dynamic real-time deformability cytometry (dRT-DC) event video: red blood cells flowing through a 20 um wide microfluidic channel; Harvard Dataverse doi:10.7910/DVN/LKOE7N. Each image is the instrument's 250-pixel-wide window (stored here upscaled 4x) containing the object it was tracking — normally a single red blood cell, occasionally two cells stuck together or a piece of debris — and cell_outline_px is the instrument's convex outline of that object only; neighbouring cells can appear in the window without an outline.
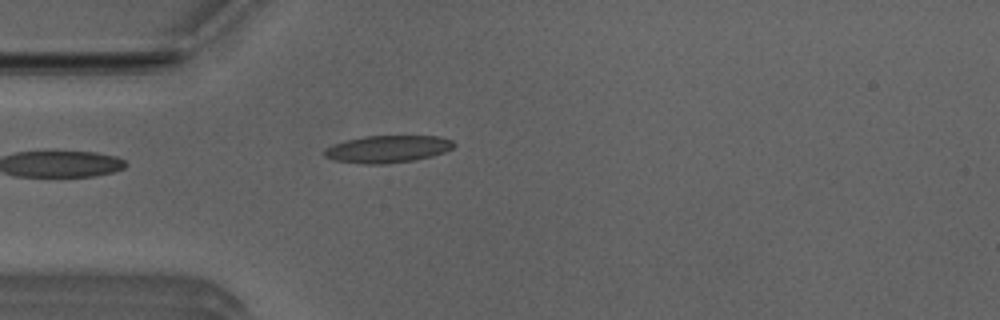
{"species": "Egyptian fruit bat (a non-hibernating species)", "species_latin": "Rousettus aegyptiacus", "temperature_condition": "room temperature", "stored_images_in_passage": 38, "camera_frame_rate_fps": 3000, "um_per_image_px": 0.085, "animal": {"sex": "male"}, "frame": {"image": 1, "passage_image": 1, "time_ms": 0.0, "image_size_px": [1000, 320], "cell_outline_px": [[456, 144], [452, 148], [444, 152], [432, 156], [412, 160], [384, 164], [364, 164], [336, 160], [324, 156], [324, 152], [328, 148], [336, 144], [348, 140], [364, 136], [440, 136], [452, 140]], "centroid_in_image_um": [33.01, 12.66], "position_along_channel_um": 52.0, "area_um2": 20.23}}
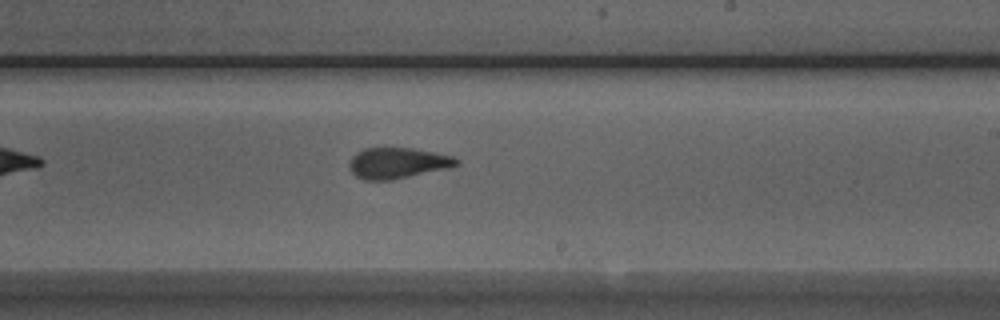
{"frame": {"image": 2, "passage_image": 17, "time_ms": 5.333, "image_size_px": [1000, 320], "cell_outline_px": [[460, 164], [448, 168], [388, 180], [364, 180], [356, 176], [348, 168], [348, 160], [356, 152], [364, 148], [412, 148], [452, 156], [460, 160]], "centroid_in_image_um": [33.74, 13.85], "position_along_channel_um": 255.3, "area_um2": 19.19}}
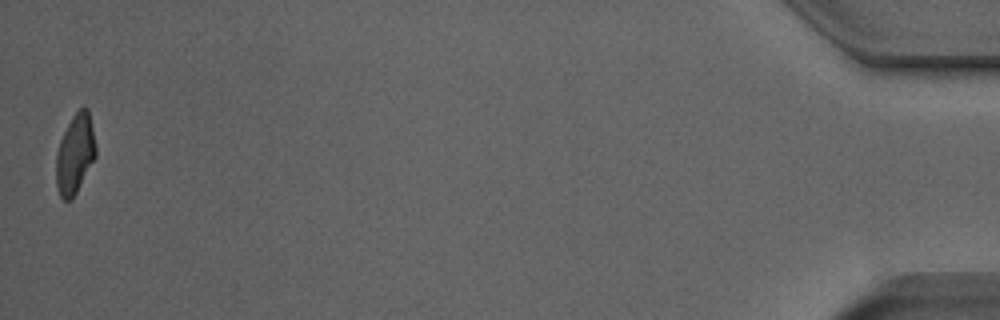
{"frame": {"image": 3, "passage_image": 38, "time_ms": 12.333, "image_size_px": [1000, 320], "cell_outline_px": [[96, 156], [72, 200], [64, 200], [60, 196], [56, 184], [56, 152], [60, 140], [72, 116], [80, 108], [88, 108], [96, 144]], "centroid_in_image_um": [6.38, 13.1], "position_along_channel_um": 428.8, "area_um2": 18.32}, "authors_computed_cell_mechanics": {"area_um2": 19.3052, "velocity_mm_per_s": 3.9394, "shape_relaxation_time_tau1_ms": 8.0195, "shape_relaxation_time_tau2_ms": 1.5699, "deformation_change_tau1": 0.2445, "deformation_change_tau2": 0.1058}}